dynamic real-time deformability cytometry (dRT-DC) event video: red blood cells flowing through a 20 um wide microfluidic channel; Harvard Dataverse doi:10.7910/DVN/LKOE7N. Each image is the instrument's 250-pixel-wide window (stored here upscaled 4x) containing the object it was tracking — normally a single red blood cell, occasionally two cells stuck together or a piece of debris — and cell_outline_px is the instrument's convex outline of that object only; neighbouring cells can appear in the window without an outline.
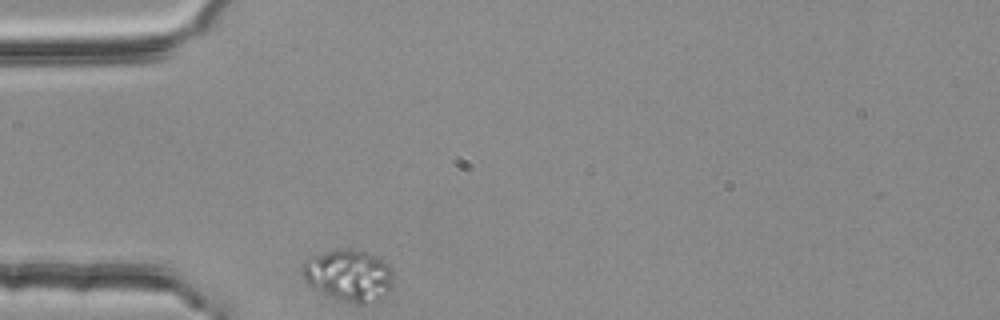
{"species": "common noctule bat (a hibernating species)", "species_latin": "Nyctalus noctula", "temperature_condition": "room temperature", "stored_images_in_passage": 1, "camera_frame_rate_fps": 3000, "um_per_image_px": 0.085, "animal": {"sex": "female", "body_mass_g": 25.1}, "frame": {"image": 1, "passage_image": 1, "time_ms": 0.0, "image_size_px": [1000, 320], "cell_outline_px": [[392, 284], [388, 292], [364, 304], [352, 304], [336, 300], [328, 296], [308, 284], [304, 280], [300, 268], [304, 260], [308, 256], [336, 248], [352, 248], [364, 252], [388, 264], [392, 268]], "centroid_in_image_um": [29.56, 23.39], "position_along_channel_um": 55.4, "area_um2": 27.63}}